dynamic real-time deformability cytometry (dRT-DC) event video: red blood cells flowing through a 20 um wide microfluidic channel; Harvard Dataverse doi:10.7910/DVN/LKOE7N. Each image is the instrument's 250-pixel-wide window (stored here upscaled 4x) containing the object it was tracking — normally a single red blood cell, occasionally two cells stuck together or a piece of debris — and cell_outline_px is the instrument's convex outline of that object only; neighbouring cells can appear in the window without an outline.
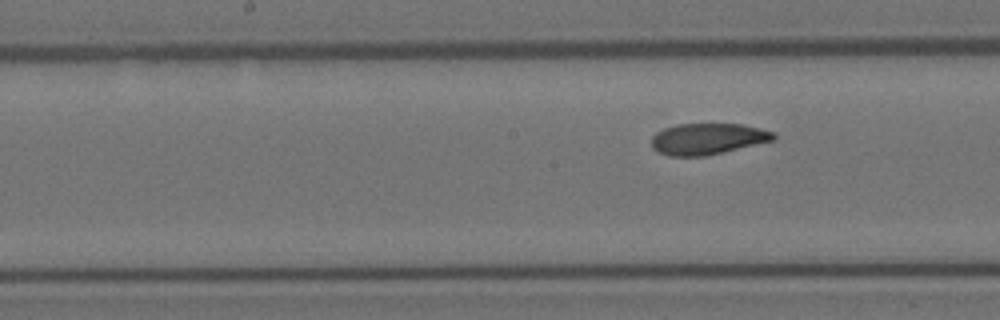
{"species": "Egyptian fruit bat (a non-hibernating species)", "species_latin": "Rousettus aegyptiacus", "temperature_condition": "room temperature", "stored_images_in_passage": 7, "segment_of_instrument_passage": [2, 2], "camera_frame_rate_fps": 3000, "um_per_image_px": 0.085, "animal": {"sex": "female"}, "frame": {"image": 1, "passage_image": 7, "time_ms": 2.0, "image_size_px": [1000, 320], "cell_outline_px": [[776, 140], [724, 152], [704, 156], [668, 156], [656, 152], [652, 148], [652, 136], [656, 132], [664, 128], [676, 124], [740, 124], [760, 128], [776, 132]], "centroid_in_image_um": [60.16, 11.81], "position_along_channel_um": 188.0, "area_um2": 22.48}}